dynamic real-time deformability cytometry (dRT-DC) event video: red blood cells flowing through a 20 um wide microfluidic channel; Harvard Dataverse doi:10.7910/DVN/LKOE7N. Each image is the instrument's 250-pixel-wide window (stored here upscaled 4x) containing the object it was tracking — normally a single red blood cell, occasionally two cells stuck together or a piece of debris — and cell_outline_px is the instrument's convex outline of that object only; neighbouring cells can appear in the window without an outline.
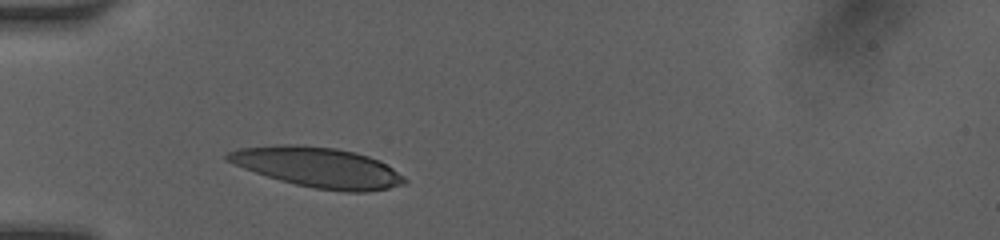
{"species": "human", "species_latin": "Homo sapiens", "temperature_condition": "room temperature", "stored_images_in_passage": 6, "camera_frame_rate_fps": 3000, "um_per_image_px": 0.085, "donor": {"sex": "female"}, "frame": {"image": 1, "passage_image": 2, "time_ms": 0.667, "image_size_px": [1000, 240], "cell_outline_px": [[408, 180], [404, 184], [388, 188], [364, 192], [344, 192], [316, 188], [296, 184], [280, 180], [244, 168], [224, 160], [224, 156], [228, 152], [240, 148], [276, 144], [292, 144], [336, 148], [356, 152], [368, 156], [392, 168], [404, 176]], "centroid_in_image_um": [27.0, 14.21], "position_along_channel_um": 58.0, "area_um2": 41.1}}
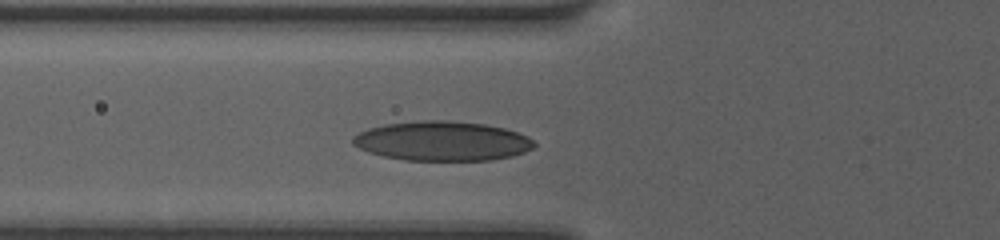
{"frame": {"image": 2, "passage_image": 3, "time_ms": 1.667, "image_size_px": [1000, 240], "cell_outline_px": [[536, 144], [532, 148], [524, 152], [512, 156], [492, 160], [404, 160], [384, 156], [368, 152], [352, 144], [352, 136], [368, 128], [384, 124], [424, 120], [448, 120], [484, 124], [504, 128], [528, 136]], "centroid_in_image_um": [37.57, 11.99], "position_along_channel_um": 88.2, "area_um2": 41.73}}
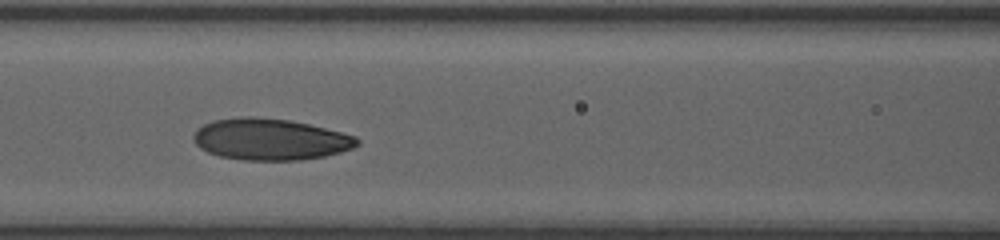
{"frame": {"image": 3, "passage_image": 5, "time_ms": 3.0, "image_size_px": [1000, 240], "cell_outline_px": [[360, 144], [352, 148], [340, 152], [324, 156], [300, 160], [244, 160], [220, 156], [208, 152], [200, 148], [196, 144], [192, 136], [204, 124], [212, 120], [240, 116], [252, 116], [288, 120], [308, 124], [356, 136], [360, 140]], "centroid_in_image_um": [22.97, 11.84], "position_along_channel_um": 143.6, "area_um2": 39.42}}